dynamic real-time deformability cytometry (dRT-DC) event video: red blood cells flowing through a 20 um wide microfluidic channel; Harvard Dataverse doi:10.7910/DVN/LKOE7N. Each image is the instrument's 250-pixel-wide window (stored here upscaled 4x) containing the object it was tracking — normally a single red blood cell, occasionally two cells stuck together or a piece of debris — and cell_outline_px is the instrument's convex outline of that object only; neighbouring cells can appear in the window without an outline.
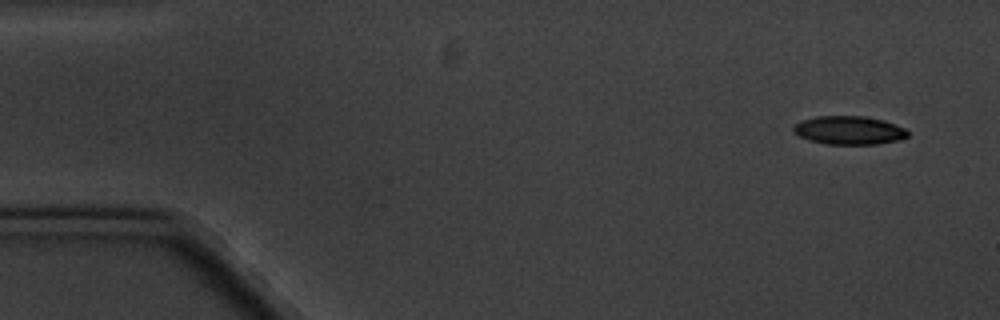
{"species": "common noctule bat (a hibernating species)", "species_latin": "Nyctalus noctula", "temperature_condition": "cold", "stored_images_in_passage": 4, "camera_frame_rate_fps": 3000, "um_per_image_px": 0.085, "animal": {"sex": "male", "body_mass_g": 20.1, "forearm_length_mm": 53.5}, "frame": {"image": 1, "passage_image": 1, "time_ms": 0.0, "image_size_px": [1000, 320], "cell_outline_px": [[908, 136], [900, 140], [876, 144], [824, 144], [808, 140], [800, 136], [792, 128], [800, 120], [816, 116], [864, 116], [884, 120], [904, 128], [908, 132]], "centroid_in_image_um": [72.17, 11.07], "position_along_channel_um": 12.8, "area_um2": 18.96}}
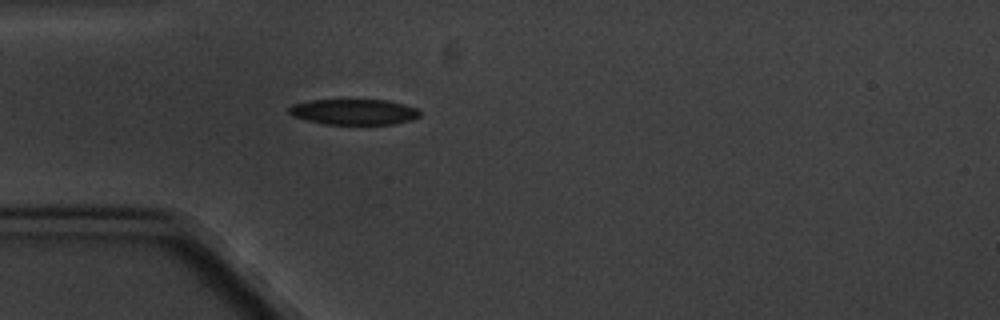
{"frame": {"image": 2, "passage_image": 4, "time_ms": 4.333, "image_size_px": [1000, 320], "cell_outline_px": [[420, 116], [412, 120], [392, 124], [324, 124], [292, 116], [288, 112], [288, 108], [292, 104], [312, 100], [388, 100], [404, 104], [416, 108], [420, 112]], "centroid_in_image_um": [30.08, 9.51], "position_along_channel_um": 54.9, "area_um2": 19.54}}